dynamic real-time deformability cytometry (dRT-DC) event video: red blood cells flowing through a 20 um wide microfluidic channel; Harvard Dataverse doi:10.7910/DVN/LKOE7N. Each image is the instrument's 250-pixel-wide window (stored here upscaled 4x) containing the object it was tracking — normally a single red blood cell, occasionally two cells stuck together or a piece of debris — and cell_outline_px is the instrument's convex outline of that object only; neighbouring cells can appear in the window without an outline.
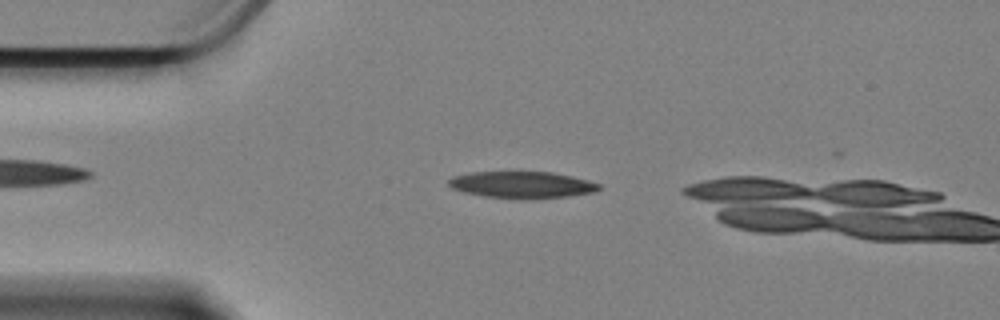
{"species": "Egyptian fruit bat (a non-hibernating species)", "species_latin": "Rousettus aegyptiacus", "temperature_condition": "cold", "stored_images_in_passage": 8, "camera_frame_rate_fps": 3000, "um_per_image_px": 0.085, "animal": {"sex": "female"}, "frame": {"image": 1, "passage_image": 6, "time_ms": 1.667, "image_size_px": [1000, 320], "cell_outline_px": [[600, 188], [592, 192], [568, 196], [484, 196], [464, 192], [452, 188], [448, 184], [448, 180], [452, 176], [472, 172], [552, 172], [600, 184]], "centroid_in_image_um": [44.28, 15.66], "position_along_channel_um": 40.7, "area_um2": 22.02}}